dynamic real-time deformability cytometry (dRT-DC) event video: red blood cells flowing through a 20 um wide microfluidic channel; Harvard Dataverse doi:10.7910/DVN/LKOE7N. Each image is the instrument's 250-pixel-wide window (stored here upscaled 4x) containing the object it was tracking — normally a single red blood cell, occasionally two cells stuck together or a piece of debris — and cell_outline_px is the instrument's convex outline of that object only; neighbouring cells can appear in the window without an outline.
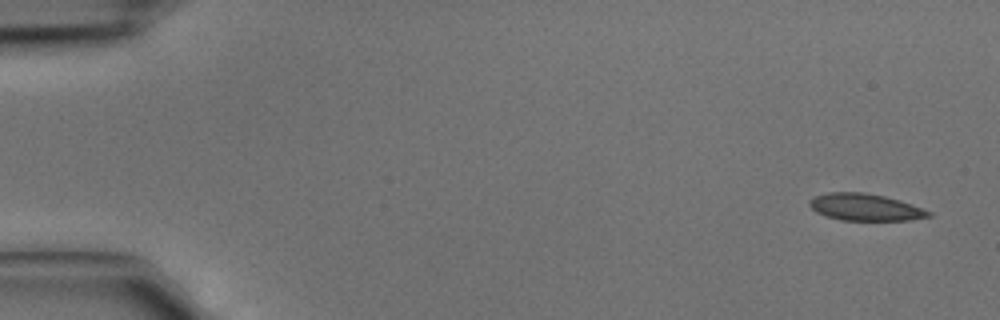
{"species": "common noctule bat (a hibernating species)", "species_latin": "Nyctalus noctula", "temperature_condition": "cold", "stored_images_in_passage": 5, "segment_of_instrument_passage": [1, 2], "camera_frame_rate_fps": 3000, "um_per_image_px": 0.085, "animal": {"sex": "male", "body_mass_g": 15.6}, "frame": {"image": 1, "passage_image": 1, "time_ms": 0.0, "image_size_px": [1000, 320], "cell_outline_px": [[932, 216], [912, 220], [840, 220], [816, 212], [808, 204], [808, 200], [816, 196], [828, 192], [864, 192], [884, 196], [900, 200], [932, 212]], "centroid_in_image_um": [73.55, 17.61], "position_along_channel_um": 11.5, "area_um2": 18.67}}
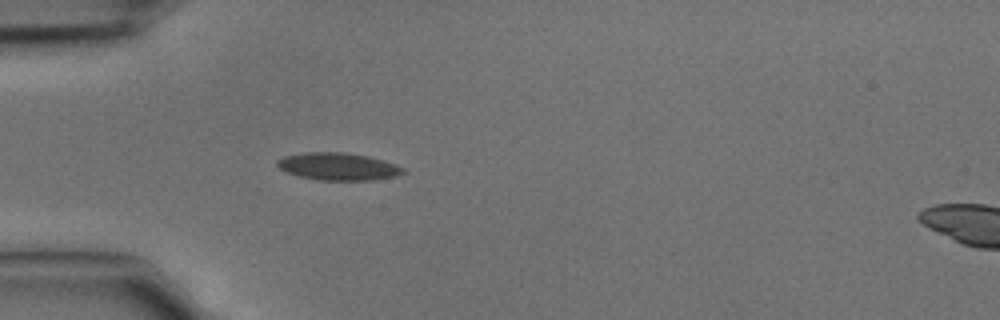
{"frame": {"image": 2, "passage_image": 4, "time_ms": 1.0, "image_size_px": [1000, 320], "cell_outline_px": [[408, 172], [396, 176], [372, 180], [320, 180], [300, 176], [288, 172], [280, 168], [276, 164], [276, 160], [284, 156], [304, 152], [344, 152], [368, 156], [396, 164], [404, 168]], "centroid_in_image_um": [28.77, 14.15], "position_along_channel_um": 56.2, "area_um2": 20.11}}